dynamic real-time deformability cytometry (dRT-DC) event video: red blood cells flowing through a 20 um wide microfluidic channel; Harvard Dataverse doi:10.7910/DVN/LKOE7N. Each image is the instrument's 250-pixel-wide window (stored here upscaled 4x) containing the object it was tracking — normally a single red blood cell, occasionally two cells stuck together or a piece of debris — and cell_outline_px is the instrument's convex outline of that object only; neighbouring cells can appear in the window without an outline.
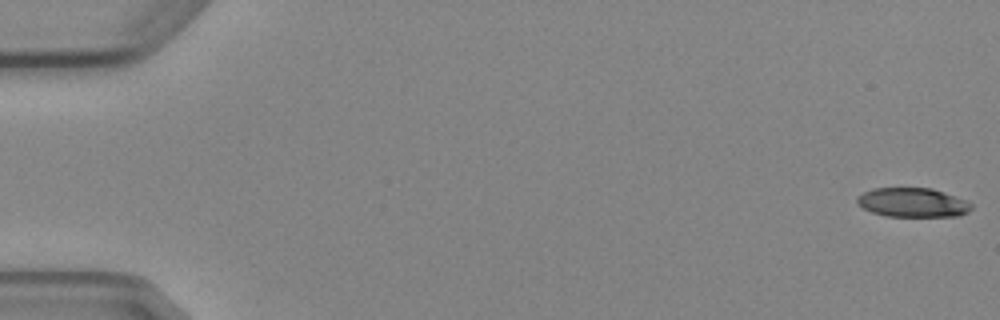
{"species": "Egyptian fruit bat (a non-hibernating species)", "species_latin": "Rousettus aegyptiacus", "temperature_condition": "cold", "stored_images_in_passage": 7, "camera_frame_rate_fps": 3000, "um_per_image_px": 0.085, "animal": {"sex": "female"}, "frame": {"image": 1, "passage_image": 1, "time_ms": 0.0, "image_size_px": [1000, 320], "cell_outline_px": [[972, 208], [968, 212], [960, 216], [884, 216], [872, 212], [856, 204], [856, 196], [872, 188], [932, 188], [944, 192], [964, 200], [972, 204]], "centroid_in_image_um": [77.54, 17.21], "position_along_channel_um": 7.5, "area_um2": 19.48}}
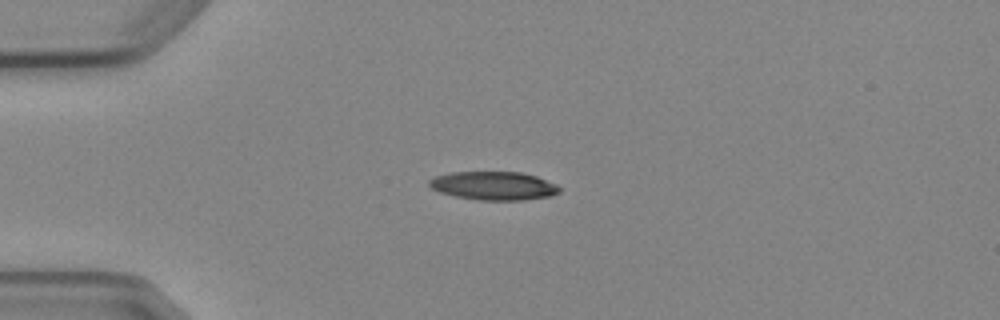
{"frame": {"image": 2, "passage_image": 5, "time_ms": 4.333, "image_size_px": [1000, 320], "cell_outline_px": [[560, 192], [552, 196], [524, 200], [480, 200], [456, 196], [440, 192], [432, 188], [428, 184], [428, 180], [436, 176], [448, 172], [520, 172], [536, 176], [556, 184], [560, 188]], "centroid_in_image_um": [41.97, 15.79], "position_along_channel_um": 43.0, "area_um2": 21.62}}
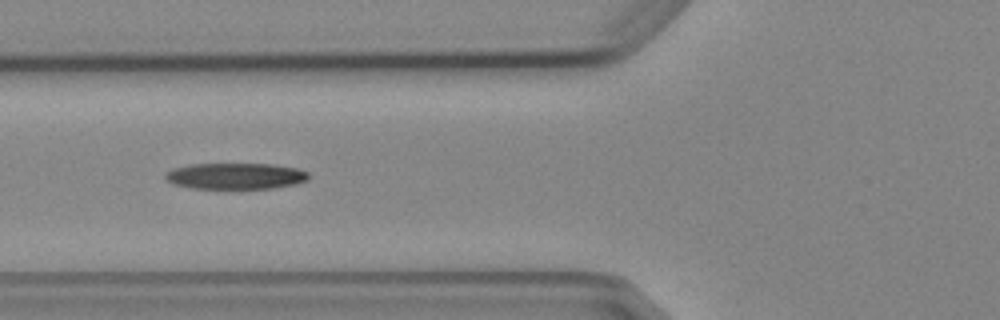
{"frame": {"image": 3, "passage_image": 7, "time_ms": 6.667, "image_size_px": [1000, 320], "cell_outline_px": [[308, 180], [296, 184], [276, 188], [192, 188], [172, 184], [164, 180], [164, 176], [172, 168], [188, 164], [272, 164], [296, 168], [308, 172]], "centroid_in_image_um": [19.99, 14.96], "position_along_channel_um": 105.8, "area_um2": 21.96}}